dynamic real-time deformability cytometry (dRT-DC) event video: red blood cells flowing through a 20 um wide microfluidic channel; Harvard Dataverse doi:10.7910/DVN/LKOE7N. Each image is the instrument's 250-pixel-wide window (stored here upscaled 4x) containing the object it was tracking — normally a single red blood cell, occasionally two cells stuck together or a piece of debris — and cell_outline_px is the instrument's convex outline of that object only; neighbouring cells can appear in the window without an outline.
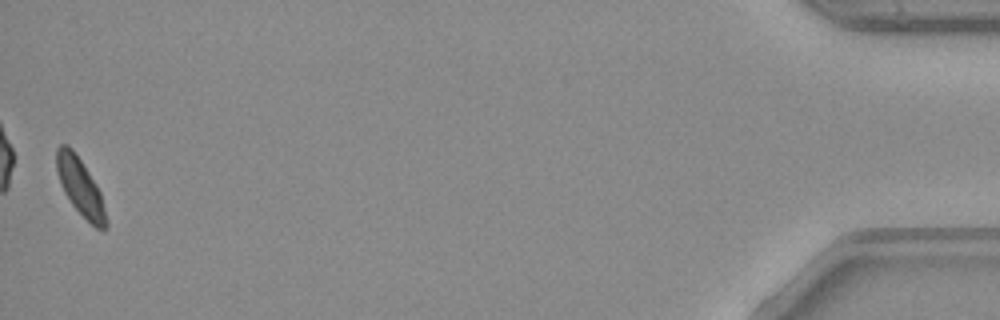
{"species": "common noctule bat (a hibernating species)", "species_latin": "Nyctalus noctula", "temperature_condition": "warm", "stored_images_in_passage": 51, "camera_frame_rate_fps": 3000, "um_per_image_px": 0.085, "animal": {"sex": "male", "body_mass_g": 23.1, "forearm_length_mm": 52.7}, "frame": {"image": 1, "passage_image": 51, "time_ms": 16.667, "image_size_px": [1000, 320], "cell_outline_px": [[108, 228], [96, 228], [72, 204], [64, 192], [60, 184], [56, 168], [56, 148], [60, 144], [68, 144], [72, 148], [96, 184], [100, 192], [108, 220]], "centroid_in_image_um": [6.81, 15.86], "position_along_channel_um": 428.4, "area_um2": 16.3}, "authors_computed_cell_mechanics": {"area_um2": 17.34, "velocity_mm_per_s": 3.9858, "shape_relaxation_time_tau1_ms": 3.4211, "shape_relaxation_time_tau2_ms": null, "deformation_change_tau1": 0.0991, "deformation_change_tau2": null}}